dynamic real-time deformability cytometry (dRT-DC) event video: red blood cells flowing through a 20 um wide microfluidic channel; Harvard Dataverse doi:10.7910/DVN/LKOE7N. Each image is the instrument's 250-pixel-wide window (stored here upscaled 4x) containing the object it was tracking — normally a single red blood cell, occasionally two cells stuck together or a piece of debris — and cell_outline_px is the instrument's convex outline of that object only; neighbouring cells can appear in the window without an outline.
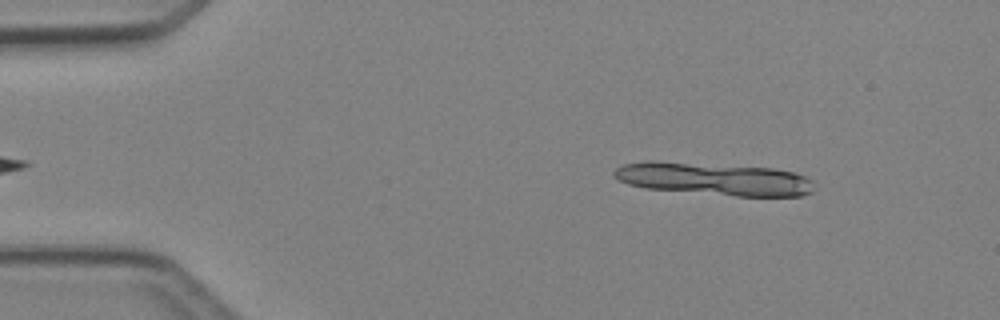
{"species": "Egyptian fruit bat (a non-hibernating species)", "species_latin": "Rousettus aegyptiacus", "temperature_condition": "cold", "stored_images_in_passage": 3, "camera_frame_rate_fps": 3000, "um_per_image_px": 0.085, "animal": {"sex": "female"}, "frame": {"image": 1, "passage_image": 1, "time_ms": 0.0, "image_size_px": [1000, 320], "cell_outline_px": [[816, 188], [812, 192], [800, 196], [736, 196], [644, 188], [628, 184], [620, 180], [612, 172], [616, 168], [624, 164], [648, 160], [652, 160], [772, 168], [792, 172], [804, 176], [812, 180], [816, 184]], "centroid_in_image_um": [60.72, 15.21], "position_along_channel_um": 24.3, "area_um2": 38.15}}